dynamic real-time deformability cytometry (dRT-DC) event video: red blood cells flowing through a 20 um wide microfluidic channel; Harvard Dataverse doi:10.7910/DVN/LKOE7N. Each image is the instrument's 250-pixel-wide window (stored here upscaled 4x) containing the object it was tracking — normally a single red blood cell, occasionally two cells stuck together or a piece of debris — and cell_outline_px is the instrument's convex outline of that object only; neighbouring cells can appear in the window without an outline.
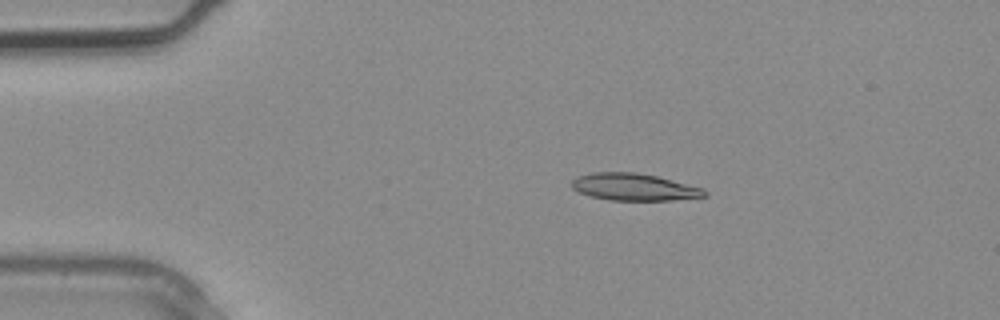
{"species": "common noctule bat (a hibernating species)", "species_latin": "Nyctalus noctula", "temperature_condition": "warm", "stored_images_in_passage": 2, "camera_frame_rate_fps": 3000, "um_per_image_px": 0.085, "animal": {"sex": "male", "body_mass_g": 20.4}, "frame": {"image": 1, "passage_image": 1, "time_ms": 0.0, "image_size_px": [1000, 320], "cell_outline_px": [[708, 196], [672, 200], [608, 200], [588, 196], [576, 192], [572, 188], [572, 180], [576, 176], [592, 172], [636, 172], [656, 176], [704, 188], [708, 192]], "centroid_in_image_um": [53.86, 15.9], "position_along_channel_um": 31.1, "area_um2": 21.21}}
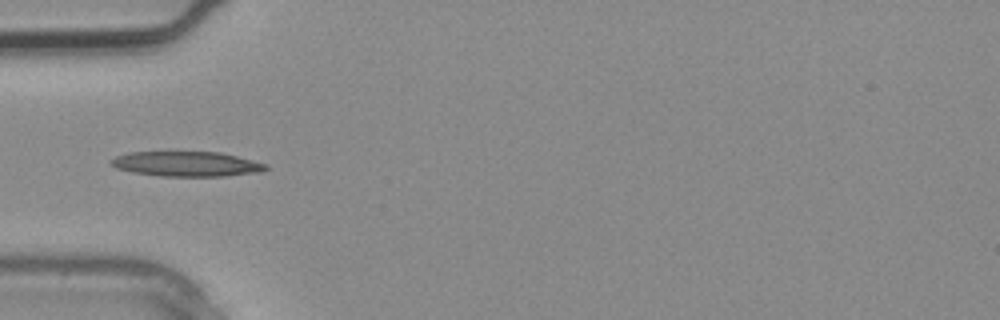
{"frame": {"image": 2, "passage_image": 2, "time_ms": 0.333, "image_size_px": [1000, 320], "cell_outline_px": [[268, 168], [264, 172], [224, 176], [160, 176], [132, 172], [116, 168], [108, 160], [116, 156], [128, 152], [220, 152], [268, 164]], "centroid_in_image_um": [15.88, 13.94], "position_along_channel_um": 69.1, "area_um2": 22.6}}